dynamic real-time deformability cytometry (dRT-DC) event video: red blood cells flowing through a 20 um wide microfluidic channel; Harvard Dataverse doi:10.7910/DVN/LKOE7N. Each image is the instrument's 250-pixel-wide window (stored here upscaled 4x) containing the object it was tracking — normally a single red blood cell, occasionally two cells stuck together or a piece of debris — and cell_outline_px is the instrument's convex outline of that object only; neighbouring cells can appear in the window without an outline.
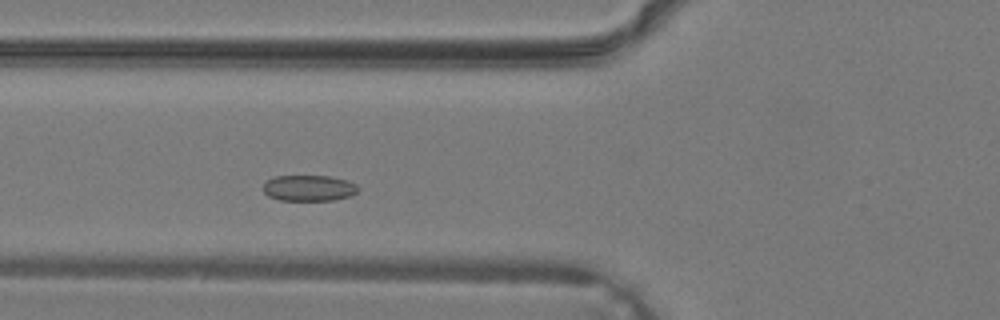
{"species": "common noctule bat (a hibernating species)", "species_latin": "Nyctalus noctula", "temperature_condition": "warm", "stored_images_in_passage": 25, "camera_frame_rate_fps": 3000, "um_per_image_px": 0.085, "animal": {"sex": "male", "body_mass_g": 19.2, "forearm_length_mm": 51.8}, "frame": {"image": 1, "passage_image": 7, "time_ms": 2.0, "image_size_px": [1000, 320], "cell_outline_px": [[360, 188], [352, 196], [332, 200], [280, 200], [268, 196], [264, 192], [264, 184], [272, 176], [328, 176], [348, 180], [356, 184]], "centroid_in_image_um": [26.28, 15.98], "position_along_channel_um": 99.5, "area_um2": 14.39}}
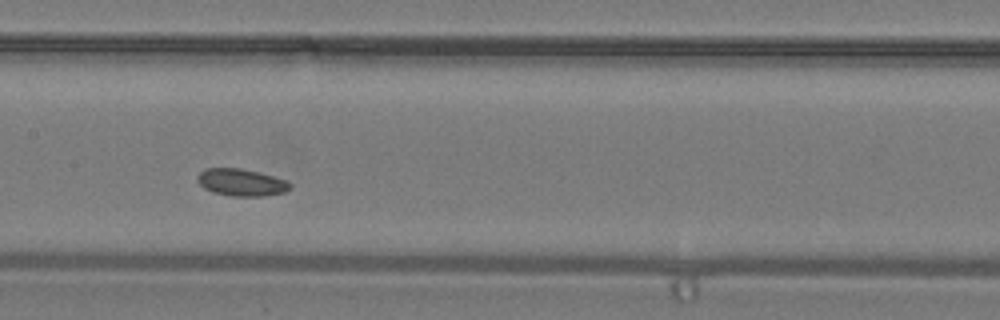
{"frame": {"image": 2, "passage_image": 12, "time_ms": 3.667, "image_size_px": [1000, 320], "cell_outline_px": [[292, 188], [284, 192], [264, 196], [232, 196], [212, 192], [204, 188], [196, 180], [196, 176], [204, 168], [240, 168], [260, 172], [284, 180], [292, 184]], "centroid_in_image_um": [20.49, 15.5], "position_along_channel_um": 186.9, "area_um2": 14.74}}
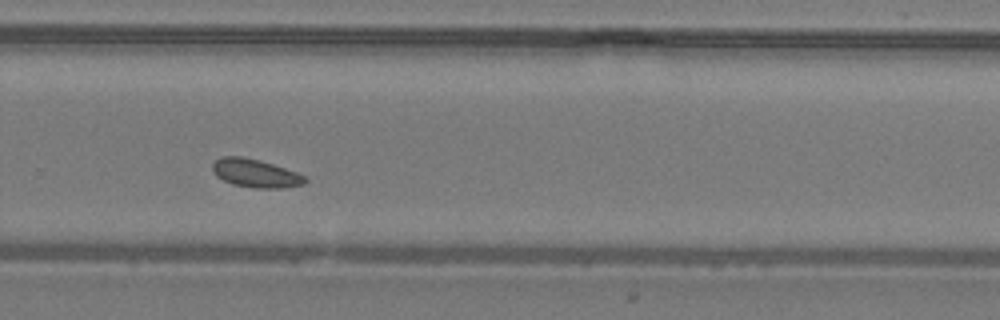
{"frame": {"image": 3, "passage_image": 19, "time_ms": 6.0, "image_size_px": [1000, 320], "cell_outline_px": [[308, 180], [304, 184], [284, 188], [256, 188], [232, 184], [216, 176], [212, 168], [212, 164], [220, 156], [244, 156], [260, 160], [296, 172], [304, 176]], "centroid_in_image_um": [21.7, 14.72], "position_along_channel_um": 308.1, "area_um2": 15.26}}